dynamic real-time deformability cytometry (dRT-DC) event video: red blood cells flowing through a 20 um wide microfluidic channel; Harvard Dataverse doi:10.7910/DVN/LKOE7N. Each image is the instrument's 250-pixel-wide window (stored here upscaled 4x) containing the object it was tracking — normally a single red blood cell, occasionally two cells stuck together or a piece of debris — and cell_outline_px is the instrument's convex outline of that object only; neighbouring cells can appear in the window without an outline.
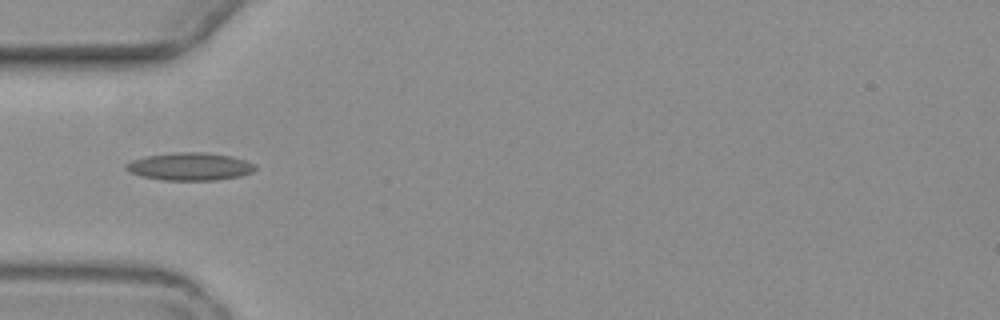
{"species": "common noctule bat (a hibernating species)", "species_latin": "Nyctalus noctula", "temperature_condition": "warm", "stored_images_in_passage": 5, "camera_frame_rate_fps": 3000, "um_per_image_px": 0.085, "animal": {"sex": "female", "body_mass_g": 19.3, "forearm_length_mm": 54.1}, "frame": {"image": 1, "passage_image": 4, "time_ms": 4.0, "image_size_px": [1000, 320], "cell_outline_px": [[256, 168], [252, 172], [240, 176], [216, 180], [164, 180], [140, 176], [124, 168], [124, 164], [132, 160], [144, 156], [176, 152], [204, 152], [232, 156], [256, 164]], "centroid_in_image_um": [16.13, 14.15], "position_along_channel_um": 68.9, "area_um2": 20.92}}
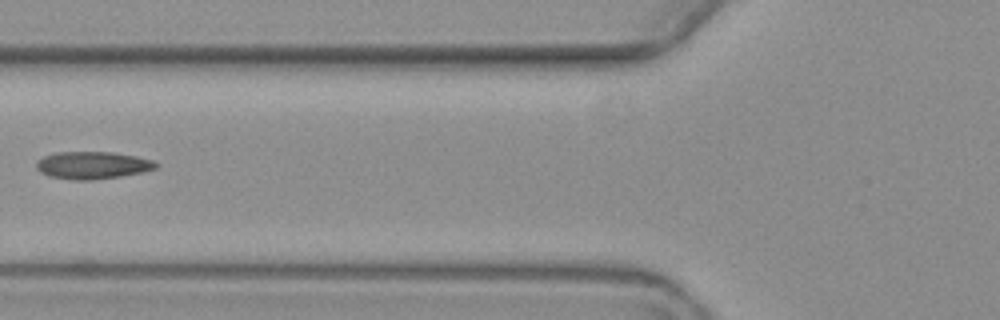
{"frame": {"image": 2, "passage_image": 5, "time_ms": 5.333, "image_size_px": [1000, 320], "cell_outline_px": [[160, 164], [156, 168], [140, 172], [120, 176], [92, 180], [72, 180], [48, 176], [40, 172], [36, 168], [36, 164], [44, 156], [56, 152], [112, 152], [136, 156], [152, 160]], "centroid_in_image_um": [7.85, 14.04], "position_along_channel_um": 117.9, "area_um2": 19.02}}